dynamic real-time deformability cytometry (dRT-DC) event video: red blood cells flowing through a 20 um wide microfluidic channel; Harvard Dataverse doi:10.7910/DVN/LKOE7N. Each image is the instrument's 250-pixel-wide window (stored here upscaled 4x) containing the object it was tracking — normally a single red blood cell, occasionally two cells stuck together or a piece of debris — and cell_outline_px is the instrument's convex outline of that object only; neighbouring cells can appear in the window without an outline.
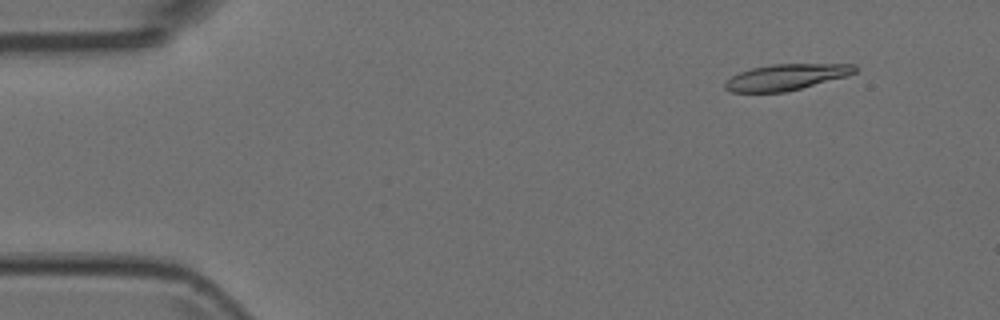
{"species": "Egyptian fruit bat (a non-hibernating species)", "species_latin": "Rousettus aegyptiacus", "temperature_condition": "room temperature", "stored_images_in_passage": 4, "camera_frame_rate_fps": 3000, "um_per_image_px": 0.085, "animal": {"sex": "female"}, "frame": {"image": 1, "passage_image": 2, "time_ms": 0.333, "image_size_px": [1000, 320], "cell_outline_px": [[860, 68], [856, 72], [848, 76], [788, 92], [732, 92], [724, 88], [724, 84], [732, 76], [740, 72], [752, 68], [772, 64], [856, 64]], "centroid_in_image_um": [66.89, 6.55], "position_along_channel_um": 18.1, "area_um2": 19.88}}
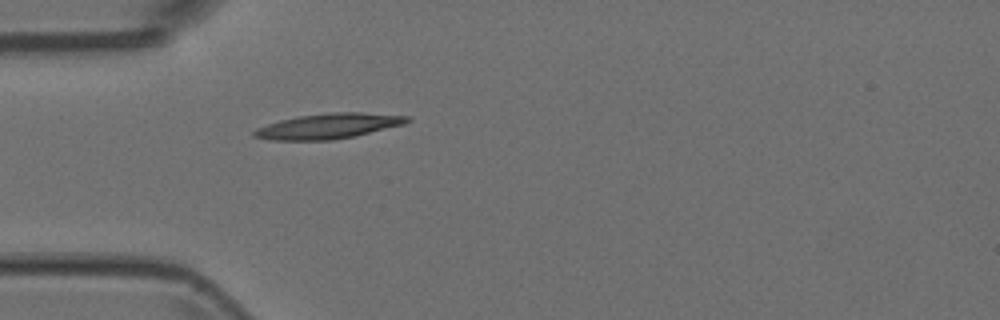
{"frame": {"image": 2, "passage_image": 4, "time_ms": 1.0, "image_size_px": [1000, 320], "cell_outline_px": [[412, 120], [404, 124], [356, 136], [332, 140], [268, 140], [252, 136], [252, 132], [256, 128], [280, 120], [296, 116], [328, 112], [360, 112], [408, 116]], "centroid_in_image_um": [27.9, 10.71], "position_along_channel_um": 57.1, "area_um2": 22.66}}